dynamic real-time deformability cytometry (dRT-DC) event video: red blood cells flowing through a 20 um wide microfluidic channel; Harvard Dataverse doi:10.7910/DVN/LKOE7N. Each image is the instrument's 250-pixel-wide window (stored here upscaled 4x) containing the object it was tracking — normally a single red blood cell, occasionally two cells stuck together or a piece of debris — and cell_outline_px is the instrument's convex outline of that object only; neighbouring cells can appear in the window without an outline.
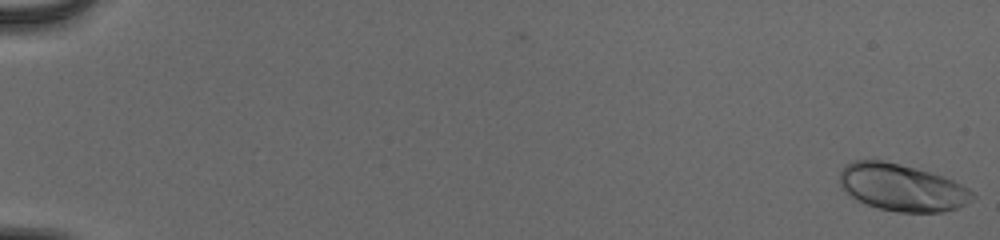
{"species": "human", "species_latin": "Homo sapiens", "temperature_condition": "cold", "stored_images_in_passage": 55, "camera_frame_rate_fps": 3000, "um_per_image_px": 0.085, "donor": {"sex": "male"}, "frame": {"image": 1, "passage_image": 1, "time_ms": 0.0, "image_size_px": [1000, 240], "cell_outline_px": [[976, 196], [972, 200], [956, 208], [944, 212], [900, 212], [880, 208], [856, 200], [840, 184], [840, 172], [852, 160], [884, 160], [900, 164], [944, 176], [968, 188]], "centroid_in_image_um": [76.68, 15.93], "position_along_channel_um": 8.3, "area_um2": 36.01}}
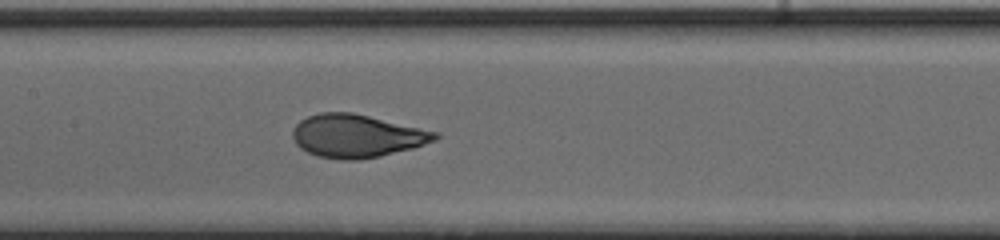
{"frame": {"image": 2, "passage_image": 30, "time_ms": 9.667, "image_size_px": [1000, 240], "cell_outline_px": [[440, 136], [436, 140], [412, 148], [380, 156], [356, 160], [340, 160], [316, 156], [300, 148], [296, 144], [292, 136], [292, 128], [300, 120], [308, 116], [320, 112], [352, 112], [440, 132]], "centroid_in_image_um": [30.31, 11.55], "position_along_channel_um": 177.1, "area_um2": 35.89}}
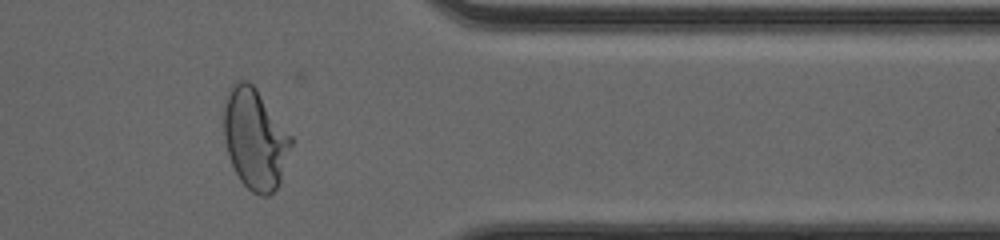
{"frame": {"image": 3, "passage_image": 47, "time_ms": 15.333, "image_size_px": [1000, 240], "cell_outline_px": [[296, 140], [280, 180], [276, 188], [268, 196], [260, 196], [252, 192], [240, 180], [228, 156], [224, 140], [224, 108], [228, 92], [232, 84], [236, 80], [248, 80], [256, 88]], "centroid_in_image_um": [21.71, 11.8], "position_along_channel_um": 389.7, "area_um2": 39.88}, "authors_computed_cell_mechanics": {"area_um2": 35.4892, "velocity_mm_per_s": 3.9272, "shape_relaxation_time_tau1_ms": 4.4594, "shape_relaxation_time_tau2_ms": null, "deformation_change_tau1": 0.2196, "deformation_change_tau2": null}}